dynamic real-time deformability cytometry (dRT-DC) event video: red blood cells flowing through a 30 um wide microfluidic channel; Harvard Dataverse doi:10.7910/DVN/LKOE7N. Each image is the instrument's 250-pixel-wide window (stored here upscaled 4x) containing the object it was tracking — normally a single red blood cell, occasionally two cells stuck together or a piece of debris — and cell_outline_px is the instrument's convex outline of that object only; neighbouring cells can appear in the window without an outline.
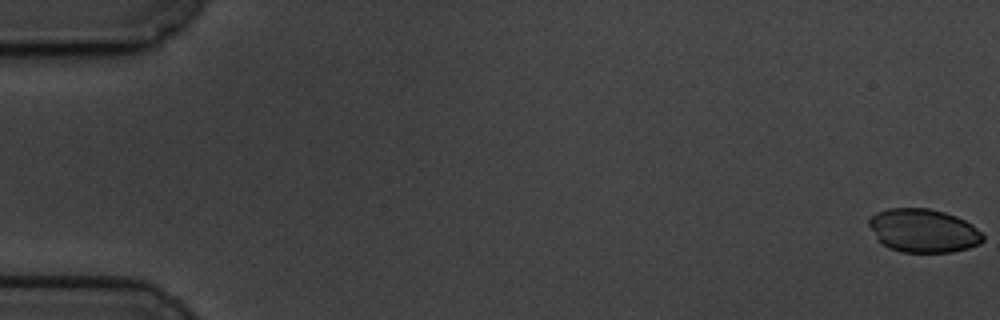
{"species": "common noctule bat (a hibernating species)", "species_latin": "Nyctalus noctula", "temperature_condition": "cold", "stored_images_in_passage": 58, "camera_frame_rate_fps": 3000, "um_per_image_px": 0.085, "animal": {"sex": "male", "body_mass_g": 19.5, "forearm_length_mm": 54.6}, "frame": {"image": 1, "passage_image": 1, "time_ms": 0.0, "image_size_px": [1000, 320], "cell_outline_px": [[984, 240], [980, 244], [968, 248], [952, 252], [900, 252], [888, 248], [876, 236], [868, 224], [868, 220], [876, 212], [888, 208], [928, 208], [944, 212], [956, 216], [972, 224], [984, 236]], "centroid_in_image_um": [78.5, 19.6], "position_along_channel_um": 6.5, "area_um2": 28.84}}
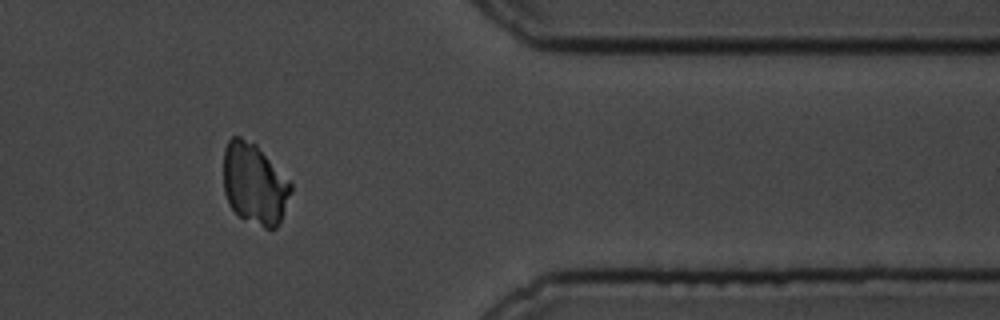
{"frame": {"image": 2, "passage_image": 50, "time_ms": 16.333, "image_size_px": [1000, 320], "cell_outline_px": [[292, 192], [280, 224], [276, 228], [264, 228], [240, 216], [228, 204], [224, 192], [224, 148], [228, 140], [232, 136], [240, 136], [256, 144], [292, 184]], "centroid_in_image_um": [21.63, 15.63], "position_along_channel_um": 389.8, "area_um2": 31.91}}